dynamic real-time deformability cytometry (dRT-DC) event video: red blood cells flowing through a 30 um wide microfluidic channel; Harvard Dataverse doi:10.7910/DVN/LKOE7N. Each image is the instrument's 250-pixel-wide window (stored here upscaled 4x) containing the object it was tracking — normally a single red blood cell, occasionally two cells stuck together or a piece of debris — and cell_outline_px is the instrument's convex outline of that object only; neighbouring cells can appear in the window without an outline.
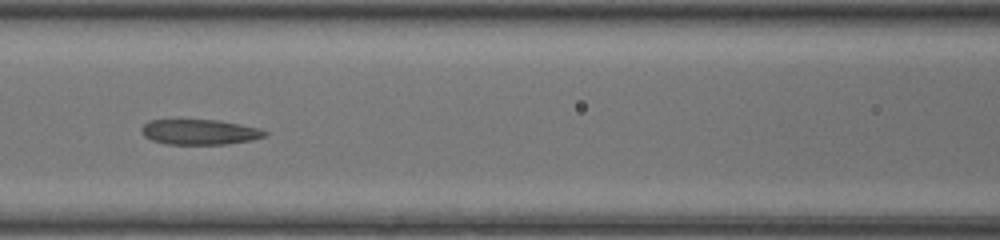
{"species": "common noctule bat (a hibernating species)", "species_latin": "Nyctalus noctula", "temperature_condition": "room temperature", "stored_images_in_passage": 25, "camera_frame_rate_fps": 3000, "um_per_image_px": 0.085, "animal": {"sex": "female", "body_mass_g": 20.0, "forearm_length_mm": 54.0}, "frame": {"image": 1, "passage_image": 7, "time_ms": 2.0, "image_size_px": [1000, 240], "cell_outline_px": [[268, 132], [264, 136], [252, 140], [228, 144], [168, 144], [152, 140], [144, 136], [140, 128], [148, 120], [216, 120], [240, 124], [260, 128]], "centroid_in_image_um": [16.97, 11.22], "position_along_channel_um": 149.6, "area_um2": 18.09}}
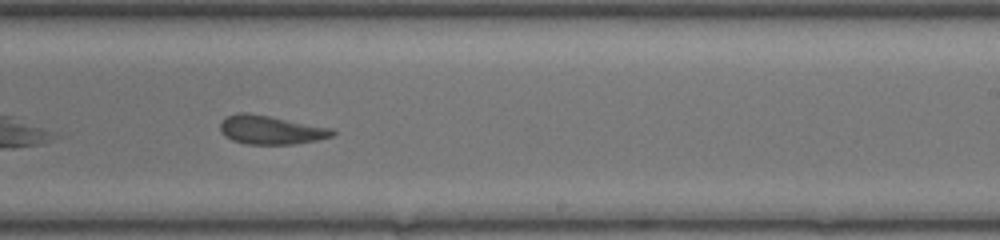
{"frame": {"image": 2, "passage_image": 15, "time_ms": 4.667, "image_size_px": [1000, 240], "cell_outline_px": [[336, 132], [332, 136], [316, 140], [292, 144], [244, 144], [232, 140], [224, 136], [220, 132], [220, 120], [224, 116], [236, 112], [248, 112], [332, 128]], "centroid_in_image_um": [22.93, 11.03], "position_along_channel_um": 266.1, "area_um2": 18.96}}
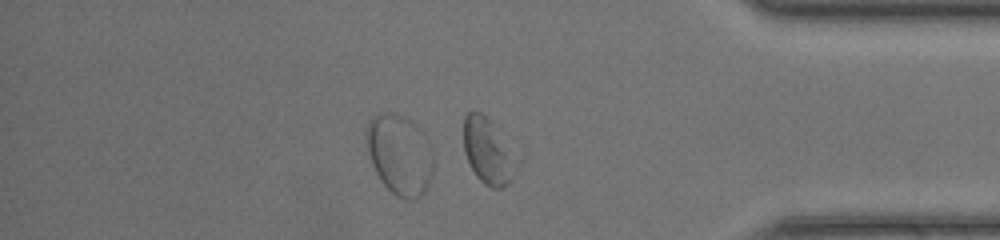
{"frame": {"image": 3, "passage_image": 25, "time_ms": 8.0, "image_size_px": [1000, 240], "cell_outline_px": [[524, 156], [508, 184], [500, 188], [492, 188], [484, 184], [476, 176], [464, 152], [464, 116], [468, 112], [480, 112]], "centroid_in_image_um": [41.6, 12.88], "position_along_channel_um": 393.6, "area_um2": 21.04}, "authors_computed_cell_mechanics": {"area_um2": 18.9006, "velocity_mm_per_s": 4.3855, "shape_relaxation_time_tau1_ms": 8.1582, "shape_relaxation_time_tau2_ms": 2.5761, "deformation_change_tau1": 0.203, "deformation_change_tau2": 0.1098}}